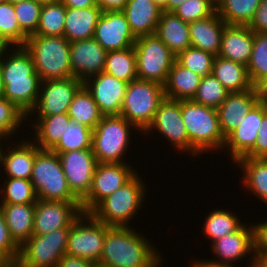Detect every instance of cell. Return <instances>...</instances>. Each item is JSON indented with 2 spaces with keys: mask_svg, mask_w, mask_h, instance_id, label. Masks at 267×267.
Instances as JSON below:
<instances>
[{
  "mask_svg": "<svg viewBox=\"0 0 267 267\" xmlns=\"http://www.w3.org/2000/svg\"><path fill=\"white\" fill-rule=\"evenodd\" d=\"M139 234L131 226H108L98 266L162 267L163 255L149 239Z\"/></svg>",
  "mask_w": 267,
  "mask_h": 267,
  "instance_id": "obj_1",
  "label": "cell"
},
{
  "mask_svg": "<svg viewBox=\"0 0 267 267\" xmlns=\"http://www.w3.org/2000/svg\"><path fill=\"white\" fill-rule=\"evenodd\" d=\"M181 113L189 139L190 156L207 151H222L225 138L219 125L217 109L193 100L181 101Z\"/></svg>",
  "mask_w": 267,
  "mask_h": 267,
  "instance_id": "obj_2",
  "label": "cell"
},
{
  "mask_svg": "<svg viewBox=\"0 0 267 267\" xmlns=\"http://www.w3.org/2000/svg\"><path fill=\"white\" fill-rule=\"evenodd\" d=\"M25 49L30 53L41 81L73 77L70 42L65 36H28Z\"/></svg>",
  "mask_w": 267,
  "mask_h": 267,
  "instance_id": "obj_3",
  "label": "cell"
},
{
  "mask_svg": "<svg viewBox=\"0 0 267 267\" xmlns=\"http://www.w3.org/2000/svg\"><path fill=\"white\" fill-rule=\"evenodd\" d=\"M144 186L146 184L137 173L125 185L102 199L89 213L107 226L130 227V221L145 201Z\"/></svg>",
  "mask_w": 267,
  "mask_h": 267,
  "instance_id": "obj_4",
  "label": "cell"
},
{
  "mask_svg": "<svg viewBox=\"0 0 267 267\" xmlns=\"http://www.w3.org/2000/svg\"><path fill=\"white\" fill-rule=\"evenodd\" d=\"M30 181L37 199L81 202L68 185L59 155L52 150L36 153Z\"/></svg>",
  "mask_w": 267,
  "mask_h": 267,
  "instance_id": "obj_5",
  "label": "cell"
},
{
  "mask_svg": "<svg viewBox=\"0 0 267 267\" xmlns=\"http://www.w3.org/2000/svg\"><path fill=\"white\" fill-rule=\"evenodd\" d=\"M131 130H139L123 116H103L93 129L92 150L98 163H125ZM129 145V146H128Z\"/></svg>",
  "mask_w": 267,
  "mask_h": 267,
  "instance_id": "obj_6",
  "label": "cell"
},
{
  "mask_svg": "<svg viewBox=\"0 0 267 267\" xmlns=\"http://www.w3.org/2000/svg\"><path fill=\"white\" fill-rule=\"evenodd\" d=\"M164 98L163 85L137 78L127 84L120 115L144 133Z\"/></svg>",
  "mask_w": 267,
  "mask_h": 267,
  "instance_id": "obj_7",
  "label": "cell"
},
{
  "mask_svg": "<svg viewBox=\"0 0 267 267\" xmlns=\"http://www.w3.org/2000/svg\"><path fill=\"white\" fill-rule=\"evenodd\" d=\"M134 49L137 78L164 85L176 55L156 34L137 37Z\"/></svg>",
  "mask_w": 267,
  "mask_h": 267,
  "instance_id": "obj_8",
  "label": "cell"
},
{
  "mask_svg": "<svg viewBox=\"0 0 267 267\" xmlns=\"http://www.w3.org/2000/svg\"><path fill=\"white\" fill-rule=\"evenodd\" d=\"M70 226L32 235L21 247L16 267H57L66 254Z\"/></svg>",
  "mask_w": 267,
  "mask_h": 267,
  "instance_id": "obj_9",
  "label": "cell"
},
{
  "mask_svg": "<svg viewBox=\"0 0 267 267\" xmlns=\"http://www.w3.org/2000/svg\"><path fill=\"white\" fill-rule=\"evenodd\" d=\"M108 226L82 213L70 226L66 255L99 263Z\"/></svg>",
  "mask_w": 267,
  "mask_h": 267,
  "instance_id": "obj_10",
  "label": "cell"
},
{
  "mask_svg": "<svg viewBox=\"0 0 267 267\" xmlns=\"http://www.w3.org/2000/svg\"><path fill=\"white\" fill-rule=\"evenodd\" d=\"M137 172L125 163H97L89 194L81 201L83 213H89L102 199L130 181Z\"/></svg>",
  "mask_w": 267,
  "mask_h": 267,
  "instance_id": "obj_11",
  "label": "cell"
},
{
  "mask_svg": "<svg viewBox=\"0 0 267 267\" xmlns=\"http://www.w3.org/2000/svg\"><path fill=\"white\" fill-rule=\"evenodd\" d=\"M156 130L165 137L172 147L182 153H189V139L181 113V101L164 98L158 106L152 124L144 132ZM152 131V132H151Z\"/></svg>",
  "mask_w": 267,
  "mask_h": 267,
  "instance_id": "obj_12",
  "label": "cell"
},
{
  "mask_svg": "<svg viewBox=\"0 0 267 267\" xmlns=\"http://www.w3.org/2000/svg\"><path fill=\"white\" fill-rule=\"evenodd\" d=\"M82 85L83 82L76 77L42 81L37 103L27 118L35 114L51 116L67 113L74 95Z\"/></svg>",
  "mask_w": 267,
  "mask_h": 267,
  "instance_id": "obj_13",
  "label": "cell"
},
{
  "mask_svg": "<svg viewBox=\"0 0 267 267\" xmlns=\"http://www.w3.org/2000/svg\"><path fill=\"white\" fill-rule=\"evenodd\" d=\"M83 213L81 202L44 201L37 199L33 235H45L71 226Z\"/></svg>",
  "mask_w": 267,
  "mask_h": 267,
  "instance_id": "obj_14",
  "label": "cell"
},
{
  "mask_svg": "<svg viewBox=\"0 0 267 267\" xmlns=\"http://www.w3.org/2000/svg\"><path fill=\"white\" fill-rule=\"evenodd\" d=\"M57 154L71 191L82 201L89 194L98 163L93 150H72Z\"/></svg>",
  "mask_w": 267,
  "mask_h": 267,
  "instance_id": "obj_15",
  "label": "cell"
},
{
  "mask_svg": "<svg viewBox=\"0 0 267 267\" xmlns=\"http://www.w3.org/2000/svg\"><path fill=\"white\" fill-rule=\"evenodd\" d=\"M93 38L107 52L130 48L137 39L122 11L102 12Z\"/></svg>",
  "mask_w": 267,
  "mask_h": 267,
  "instance_id": "obj_16",
  "label": "cell"
},
{
  "mask_svg": "<svg viewBox=\"0 0 267 267\" xmlns=\"http://www.w3.org/2000/svg\"><path fill=\"white\" fill-rule=\"evenodd\" d=\"M127 82L102 72L83 82L103 116H119Z\"/></svg>",
  "mask_w": 267,
  "mask_h": 267,
  "instance_id": "obj_17",
  "label": "cell"
},
{
  "mask_svg": "<svg viewBox=\"0 0 267 267\" xmlns=\"http://www.w3.org/2000/svg\"><path fill=\"white\" fill-rule=\"evenodd\" d=\"M212 252L219 258L212 261L217 263L232 264L244 259L248 254L249 267L254 266V230L253 225H244L236 232L227 234L210 244Z\"/></svg>",
  "mask_w": 267,
  "mask_h": 267,
  "instance_id": "obj_18",
  "label": "cell"
},
{
  "mask_svg": "<svg viewBox=\"0 0 267 267\" xmlns=\"http://www.w3.org/2000/svg\"><path fill=\"white\" fill-rule=\"evenodd\" d=\"M107 51L94 39L70 42V62L73 77L84 82L102 73Z\"/></svg>",
  "mask_w": 267,
  "mask_h": 267,
  "instance_id": "obj_19",
  "label": "cell"
},
{
  "mask_svg": "<svg viewBox=\"0 0 267 267\" xmlns=\"http://www.w3.org/2000/svg\"><path fill=\"white\" fill-rule=\"evenodd\" d=\"M267 109L259 101L246 117L239 123L226 138L223 149L229 150L232 163L244 157L255 145L258 129Z\"/></svg>",
  "mask_w": 267,
  "mask_h": 267,
  "instance_id": "obj_20",
  "label": "cell"
},
{
  "mask_svg": "<svg viewBox=\"0 0 267 267\" xmlns=\"http://www.w3.org/2000/svg\"><path fill=\"white\" fill-rule=\"evenodd\" d=\"M260 101L256 87L242 92H229L227 98L217 108L221 132L226 138L251 109Z\"/></svg>",
  "mask_w": 267,
  "mask_h": 267,
  "instance_id": "obj_21",
  "label": "cell"
},
{
  "mask_svg": "<svg viewBox=\"0 0 267 267\" xmlns=\"http://www.w3.org/2000/svg\"><path fill=\"white\" fill-rule=\"evenodd\" d=\"M16 145L12 144L7 150L4 144L0 146V167L3 166L5 175L7 173V177L4 175L1 177L30 180L35 155L40 148L32 139L30 141L19 140Z\"/></svg>",
  "mask_w": 267,
  "mask_h": 267,
  "instance_id": "obj_22",
  "label": "cell"
},
{
  "mask_svg": "<svg viewBox=\"0 0 267 267\" xmlns=\"http://www.w3.org/2000/svg\"><path fill=\"white\" fill-rule=\"evenodd\" d=\"M254 32L247 25H226L222 33L221 49L218 54L221 58L248 65Z\"/></svg>",
  "mask_w": 267,
  "mask_h": 267,
  "instance_id": "obj_23",
  "label": "cell"
},
{
  "mask_svg": "<svg viewBox=\"0 0 267 267\" xmlns=\"http://www.w3.org/2000/svg\"><path fill=\"white\" fill-rule=\"evenodd\" d=\"M226 25L216 11L206 18L193 21L189 24L191 46L218 56Z\"/></svg>",
  "mask_w": 267,
  "mask_h": 267,
  "instance_id": "obj_24",
  "label": "cell"
},
{
  "mask_svg": "<svg viewBox=\"0 0 267 267\" xmlns=\"http://www.w3.org/2000/svg\"><path fill=\"white\" fill-rule=\"evenodd\" d=\"M122 12L139 37L155 34L162 10L152 0H128Z\"/></svg>",
  "mask_w": 267,
  "mask_h": 267,
  "instance_id": "obj_25",
  "label": "cell"
},
{
  "mask_svg": "<svg viewBox=\"0 0 267 267\" xmlns=\"http://www.w3.org/2000/svg\"><path fill=\"white\" fill-rule=\"evenodd\" d=\"M102 10L97 6L88 8L66 7L64 36L69 42L93 38Z\"/></svg>",
  "mask_w": 267,
  "mask_h": 267,
  "instance_id": "obj_26",
  "label": "cell"
},
{
  "mask_svg": "<svg viewBox=\"0 0 267 267\" xmlns=\"http://www.w3.org/2000/svg\"><path fill=\"white\" fill-rule=\"evenodd\" d=\"M0 208L12 239L21 247L33 235L35 204L0 203Z\"/></svg>",
  "mask_w": 267,
  "mask_h": 267,
  "instance_id": "obj_27",
  "label": "cell"
},
{
  "mask_svg": "<svg viewBox=\"0 0 267 267\" xmlns=\"http://www.w3.org/2000/svg\"><path fill=\"white\" fill-rule=\"evenodd\" d=\"M155 34L176 56L191 47L189 24L174 12H161Z\"/></svg>",
  "mask_w": 267,
  "mask_h": 267,
  "instance_id": "obj_28",
  "label": "cell"
},
{
  "mask_svg": "<svg viewBox=\"0 0 267 267\" xmlns=\"http://www.w3.org/2000/svg\"><path fill=\"white\" fill-rule=\"evenodd\" d=\"M201 79L200 75L175 61L163 85L164 95L166 98L178 101L193 100Z\"/></svg>",
  "mask_w": 267,
  "mask_h": 267,
  "instance_id": "obj_29",
  "label": "cell"
},
{
  "mask_svg": "<svg viewBox=\"0 0 267 267\" xmlns=\"http://www.w3.org/2000/svg\"><path fill=\"white\" fill-rule=\"evenodd\" d=\"M41 82L40 76H28V79L19 80H3V97L28 116L37 103Z\"/></svg>",
  "mask_w": 267,
  "mask_h": 267,
  "instance_id": "obj_30",
  "label": "cell"
},
{
  "mask_svg": "<svg viewBox=\"0 0 267 267\" xmlns=\"http://www.w3.org/2000/svg\"><path fill=\"white\" fill-rule=\"evenodd\" d=\"M35 122L31 121L35 133L33 141L44 150H51L61 139L71 120L67 113L51 116H36Z\"/></svg>",
  "mask_w": 267,
  "mask_h": 267,
  "instance_id": "obj_31",
  "label": "cell"
},
{
  "mask_svg": "<svg viewBox=\"0 0 267 267\" xmlns=\"http://www.w3.org/2000/svg\"><path fill=\"white\" fill-rule=\"evenodd\" d=\"M212 75L229 92H242L254 88L245 65L220 56L214 58Z\"/></svg>",
  "mask_w": 267,
  "mask_h": 267,
  "instance_id": "obj_32",
  "label": "cell"
},
{
  "mask_svg": "<svg viewBox=\"0 0 267 267\" xmlns=\"http://www.w3.org/2000/svg\"><path fill=\"white\" fill-rule=\"evenodd\" d=\"M235 163L243 171L241 184L267 205V158L241 157Z\"/></svg>",
  "mask_w": 267,
  "mask_h": 267,
  "instance_id": "obj_33",
  "label": "cell"
},
{
  "mask_svg": "<svg viewBox=\"0 0 267 267\" xmlns=\"http://www.w3.org/2000/svg\"><path fill=\"white\" fill-rule=\"evenodd\" d=\"M12 50V51H11ZM0 62L3 80L28 79L39 76L35 71L33 59L24 46H13Z\"/></svg>",
  "mask_w": 267,
  "mask_h": 267,
  "instance_id": "obj_34",
  "label": "cell"
},
{
  "mask_svg": "<svg viewBox=\"0 0 267 267\" xmlns=\"http://www.w3.org/2000/svg\"><path fill=\"white\" fill-rule=\"evenodd\" d=\"M67 114L75 123L86 125L92 130L103 118L98 105L84 85L74 95Z\"/></svg>",
  "mask_w": 267,
  "mask_h": 267,
  "instance_id": "obj_35",
  "label": "cell"
},
{
  "mask_svg": "<svg viewBox=\"0 0 267 267\" xmlns=\"http://www.w3.org/2000/svg\"><path fill=\"white\" fill-rule=\"evenodd\" d=\"M105 73L113 75L119 80L130 83L137 79L136 54L134 46L106 54Z\"/></svg>",
  "mask_w": 267,
  "mask_h": 267,
  "instance_id": "obj_36",
  "label": "cell"
},
{
  "mask_svg": "<svg viewBox=\"0 0 267 267\" xmlns=\"http://www.w3.org/2000/svg\"><path fill=\"white\" fill-rule=\"evenodd\" d=\"M261 0H223L216 12L228 25H249Z\"/></svg>",
  "mask_w": 267,
  "mask_h": 267,
  "instance_id": "obj_37",
  "label": "cell"
},
{
  "mask_svg": "<svg viewBox=\"0 0 267 267\" xmlns=\"http://www.w3.org/2000/svg\"><path fill=\"white\" fill-rule=\"evenodd\" d=\"M204 219L203 233L209 240L211 239L210 242L234 233L244 225L237 215L224 209H216L208 213V216Z\"/></svg>",
  "mask_w": 267,
  "mask_h": 267,
  "instance_id": "obj_38",
  "label": "cell"
},
{
  "mask_svg": "<svg viewBox=\"0 0 267 267\" xmlns=\"http://www.w3.org/2000/svg\"><path fill=\"white\" fill-rule=\"evenodd\" d=\"M93 130L70 120L60 141L51 149L55 153L92 149Z\"/></svg>",
  "mask_w": 267,
  "mask_h": 267,
  "instance_id": "obj_39",
  "label": "cell"
},
{
  "mask_svg": "<svg viewBox=\"0 0 267 267\" xmlns=\"http://www.w3.org/2000/svg\"><path fill=\"white\" fill-rule=\"evenodd\" d=\"M66 7L58 2L42 5L39 25L33 35L64 36Z\"/></svg>",
  "mask_w": 267,
  "mask_h": 267,
  "instance_id": "obj_40",
  "label": "cell"
},
{
  "mask_svg": "<svg viewBox=\"0 0 267 267\" xmlns=\"http://www.w3.org/2000/svg\"><path fill=\"white\" fill-rule=\"evenodd\" d=\"M246 67L254 87L267 82V33H254L251 58Z\"/></svg>",
  "mask_w": 267,
  "mask_h": 267,
  "instance_id": "obj_41",
  "label": "cell"
},
{
  "mask_svg": "<svg viewBox=\"0 0 267 267\" xmlns=\"http://www.w3.org/2000/svg\"><path fill=\"white\" fill-rule=\"evenodd\" d=\"M4 186L0 189V203L35 204L37 195L30 180L20 178H3ZM4 188V189H3Z\"/></svg>",
  "mask_w": 267,
  "mask_h": 267,
  "instance_id": "obj_42",
  "label": "cell"
},
{
  "mask_svg": "<svg viewBox=\"0 0 267 267\" xmlns=\"http://www.w3.org/2000/svg\"><path fill=\"white\" fill-rule=\"evenodd\" d=\"M0 37L9 45L24 46L28 36L19 28L14 5L0 3Z\"/></svg>",
  "mask_w": 267,
  "mask_h": 267,
  "instance_id": "obj_43",
  "label": "cell"
},
{
  "mask_svg": "<svg viewBox=\"0 0 267 267\" xmlns=\"http://www.w3.org/2000/svg\"><path fill=\"white\" fill-rule=\"evenodd\" d=\"M229 91L212 73L202 77L193 101L217 109L227 98Z\"/></svg>",
  "mask_w": 267,
  "mask_h": 267,
  "instance_id": "obj_44",
  "label": "cell"
},
{
  "mask_svg": "<svg viewBox=\"0 0 267 267\" xmlns=\"http://www.w3.org/2000/svg\"><path fill=\"white\" fill-rule=\"evenodd\" d=\"M216 56L210 52L203 51L195 47L180 52L176 56V61L184 68L189 69L201 77L212 73L214 58Z\"/></svg>",
  "mask_w": 267,
  "mask_h": 267,
  "instance_id": "obj_45",
  "label": "cell"
},
{
  "mask_svg": "<svg viewBox=\"0 0 267 267\" xmlns=\"http://www.w3.org/2000/svg\"><path fill=\"white\" fill-rule=\"evenodd\" d=\"M23 121H28L27 116L12 102L0 97V138L3 141L13 140L11 136L18 133L20 126L24 124Z\"/></svg>",
  "mask_w": 267,
  "mask_h": 267,
  "instance_id": "obj_46",
  "label": "cell"
},
{
  "mask_svg": "<svg viewBox=\"0 0 267 267\" xmlns=\"http://www.w3.org/2000/svg\"><path fill=\"white\" fill-rule=\"evenodd\" d=\"M42 5L34 0L14 4L15 16L19 28L27 35H33L39 25Z\"/></svg>",
  "mask_w": 267,
  "mask_h": 267,
  "instance_id": "obj_47",
  "label": "cell"
},
{
  "mask_svg": "<svg viewBox=\"0 0 267 267\" xmlns=\"http://www.w3.org/2000/svg\"><path fill=\"white\" fill-rule=\"evenodd\" d=\"M216 7L209 0H186L173 12L187 24L212 15Z\"/></svg>",
  "mask_w": 267,
  "mask_h": 267,
  "instance_id": "obj_48",
  "label": "cell"
},
{
  "mask_svg": "<svg viewBox=\"0 0 267 267\" xmlns=\"http://www.w3.org/2000/svg\"><path fill=\"white\" fill-rule=\"evenodd\" d=\"M0 252L10 261L16 263L20 247L14 242L6 225L3 212L0 208Z\"/></svg>",
  "mask_w": 267,
  "mask_h": 267,
  "instance_id": "obj_49",
  "label": "cell"
},
{
  "mask_svg": "<svg viewBox=\"0 0 267 267\" xmlns=\"http://www.w3.org/2000/svg\"><path fill=\"white\" fill-rule=\"evenodd\" d=\"M245 158H267V113L263 116L254 147Z\"/></svg>",
  "mask_w": 267,
  "mask_h": 267,
  "instance_id": "obj_50",
  "label": "cell"
},
{
  "mask_svg": "<svg viewBox=\"0 0 267 267\" xmlns=\"http://www.w3.org/2000/svg\"><path fill=\"white\" fill-rule=\"evenodd\" d=\"M248 27L254 33H267V0H261Z\"/></svg>",
  "mask_w": 267,
  "mask_h": 267,
  "instance_id": "obj_51",
  "label": "cell"
},
{
  "mask_svg": "<svg viewBox=\"0 0 267 267\" xmlns=\"http://www.w3.org/2000/svg\"><path fill=\"white\" fill-rule=\"evenodd\" d=\"M254 230V253H267V220L255 223Z\"/></svg>",
  "mask_w": 267,
  "mask_h": 267,
  "instance_id": "obj_52",
  "label": "cell"
},
{
  "mask_svg": "<svg viewBox=\"0 0 267 267\" xmlns=\"http://www.w3.org/2000/svg\"><path fill=\"white\" fill-rule=\"evenodd\" d=\"M57 267H99L97 263L79 257L64 255Z\"/></svg>",
  "mask_w": 267,
  "mask_h": 267,
  "instance_id": "obj_53",
  "label": "cell"
},
{
  "mask_svg": "<svg viewBox=\"0 0 267 267\" xmlns=\"http://www.w3.org/2000/svg\"><path fill=\"white\" fill-rule=\"evenodd\" d=\"M127 2L128 0H96V5L102 10V12L122 11Z\"/></svg>",
  "mask_w": 267,
  "mask_h": 267,
  "instance_id": "obj_54",
  "label": "cell"
},
{
  "mask_svg": "<svg viewBox=\"0 0 267 267\" xmlns=\"http://www.w3.org/2000/svg\"><path fill=\"white\" fill-rule=\"evenodd\" d=\"M65 7L88 8L96 5V0H61Z\"/></svg>",
  "mask_w": 267,
  "mask_h": 267,
  "instance_id": "obj_55",
  "label": "cell"
},
{
  "mask_svg": "<svg viewBox=\"0 0 267 267\" xmlns=\"http://www.w3.org/2000/svg\"><path fill=\"white\" fill-rule=\"evenodd\" d=\"M191 264H192L191 267H235L234 266L235 264L230 265L224 263H217L212 261L211 259L210 260L204 259V261L201 259L199 260L194 259V261Z\"/></svg>",
  "mask_w": 267,
  "mask_h": 267,
  "instance_id": "obj_56",
  "label": "cell"
},
{
  "mask_svg": "<svg viewBox=\"0 0 267 267\" xmlns=\"http://www.w3.org/2000/svg\"><path fill=\"white\" fill-rule=\"evenodd\" d=\"M253 267H267V253H255Z\"/></svg>",
  "mask_w": 267,
  "mask_h": 267,
  "instance_id": "obj_57",
  "label": "cell"
},
{
  "mask_svg": "<svg viewBox=\"0 0 267 267\" xmlns=\"http://www.w3.org/2000/svg\"><path fill=\"white\" fill-rule=\"evenodd\" d=\"M260 97V102L267 109V82L262 83L259 87H257Z\"/></svg>",
  "mask_w": 267,
  "mask_h": 267,
  "instance_id": "obj_58",
  "label": "cell"
},
{
  "mask_svg": "<svg viewBox=\"0 0 267 267\" xmlns=\"http://www.w3.org/2000/svg\"><path fill=\"white\" fill-rule=\"evenodd\" d=\"M11 47V45H9L3 38L0 37V62Z\"/></svg>",
  "mask_w": 267,
  "mask_h": 267,
  "instance_id": "obj_59",
  "label": "cell"
},
{
  "mask_svg": "<svg viewBox=\"0 0 267 267\" xmlns=\"http://www.w3.org/2000/svg\"><path fill=\"white\" fill-rule=\"evenodd\" d=\"M186 0H168V12H173L178 6H180Z\"/></svg>",
  "mask_w": 267,
  "mask_h": 267,
  "instance_id": "obj_60",
  "label": "cell"
},
{
  "mask_svg": "<svg viewBox=\"0 0 267 267\" xmlns=\"http://www.w3.org/2000/svg\"><path fill=\"white\" fill-rule=\"evenodd\" d=\"M162 11L168 12V0H152Z\"/></svg>",
  "mask_w": 267,
  "mask_h": 267,
  "instance_id": "obj_61",
  "label": "cell"
},
{
  "mask_svg": "<svg viewBox=\"0 0 267 267\" xmlns=\"http://www.w3.org/2000/svg\"><path fill=\"white\" fill-rule=\"evenodd\" d=\"M34 1H36L40 5H47V4L58 2L60 0H34Z\"/></svg>",
  "mask_w": 267,
  "mask_h": 267,
  "instance_id": "obj_62",
  "label": "cell"
},
{
  "mask_svg": "<svg viewBox=\"0 0 267 267\" xmlns=\"http://www.w3.org/2000/svg\"><path fill=\"white\" fill-rule=\"evenodd\" d=\"M4 95V84H3V78H2V71L0 66V97H3Z\"/></svg>",
  "mask_w": 267,
  "mask_h": 267,
  "instance_id": "obj_63",
  "label": "cell"
},
{
  "mask_svg": "<svg viewBox=\"0 0 267 267\" xmlns=\"http://www.w3.org/2000/svg\"><path fill=\"white\" fill-rule=\"evenodd\" d=\"M0 267H16L14 262H1Z\"/></svg>",
  "mask_w": 267,
  "mask_h": 267,
  "instance_id": "obj_64",
  "label": "cell"
},
{
  "mask_svg": "<svg viewBox=\"0 0 267 267\" xmlns=\"http://www.w3.org/2000/svg\"><path fill=\"white\" fill-rule=\"evenodd\" d=\"M209 1L217 8L223 0H209Z\"/></svg>",
  "mask_w": 267,
  "mask_h": 267,
  "instance_id": "obj_65",
  "label": "cell"
},
{
  "mask_svg": "<svg viewBox=\"0 0 267 267\" xmlns=\"http://www.w3.org/2000/svg\"><path fill=\"white\" fill-rule=\"evenodd\" d=\"M1 262H12L10 260H8L1 252H0V263Z\"/></svg>",
  "mask_w": 267,
  "mask_h": 267,
  "instance_id": "obj_66",
  "label": "cell"
},
{
  "mask_svg": "<svg viewBox=\"0 0 267 267\" xmlns=\"http://www.w3.org/2000/svg\"><path fill=\"white\" fill-rule=\"evenodd\" d=\"M26 0H7V2L11 3V4H16V3H20V2H24Z\"/></svg>",
  "mask_w": 267,
  "mask_h": 267,
  "instance_id": "obj_67",
  "label": "cell"
},
{
  "mask_svg": "<svg viewBox=\"0 0 267 267\" xmlns=\"http://www.w3.org/2000/svg\"><path fill=\"white\" fill-rule=\"evenodd\" d=\"M7 0H0V3H6Z\"/></svg>",
  "mask_w": 267,
  "mask_h": 267,
  "instance_id": "obj_68",
  "label": "cell"
},
{
  "mask_svg": "<svg viewBox=\"0 0 267 267\" xmlns=\"http://www.w3.org/2000/svg\"><path fill=\"white\" fill-rule=\"evenodd\" d=\"M1 140H2V139L0 138V146H1L2 143H4L3 140H2V141H1Z\"/></svg>",
  "mask_w": 267,
  "mask_h": 267,
  "instance_id": "obj_69",
  "label": "cell"
}]
</instances>
